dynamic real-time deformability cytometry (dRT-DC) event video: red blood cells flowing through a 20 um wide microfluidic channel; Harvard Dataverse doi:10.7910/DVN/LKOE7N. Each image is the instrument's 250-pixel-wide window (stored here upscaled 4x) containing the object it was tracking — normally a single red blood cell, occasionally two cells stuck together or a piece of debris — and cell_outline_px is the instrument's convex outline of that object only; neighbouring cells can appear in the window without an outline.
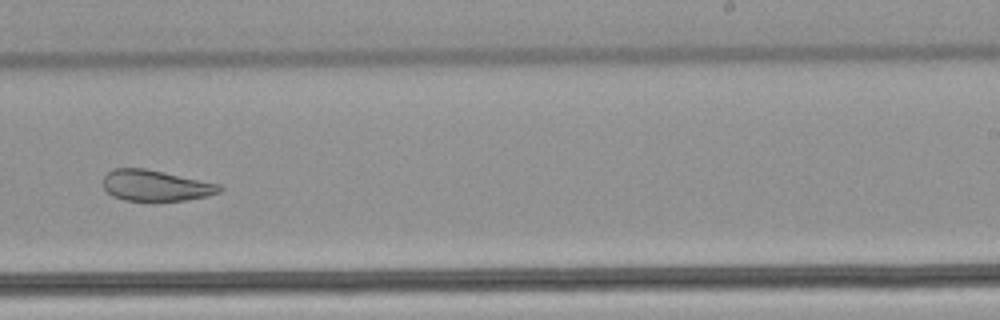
{"species": "common noctule bat (a hibernating species)", "species_latin": "Nyctalus noctula", "temperature_condition": "warm", "stored_images_in_passage": 46, "camera_frame_rate_fps": 3000, "um_per_image_px": 0.085, "animal": {"sex": "male", "body_mass_g": 21.5, "forearm_length_mm": 52.0}, "frame": {"image": 1, "passage_image": 27, "time_ms": 8.667, "image_size_px": [1000, 320], "cell_outline_px": [[224, 188], [220, 192], [208, 196], [184, 200], [152, 204], [148, 204], [124, 200], [112, 196], [104, 188], [104, 176], [112, 168], [144, 168], [220, 184]], "centroid_in_image_um": [13.22, 15.82], "position_along_channel_um": 275.8, "area_um2": 21.73}, "authors_computed_cell_mechanics": {"area_um2": 27.0504, "velocity_mm_per_s": 3.8828, "shape_relaxation_time_tau1_ms": null, "shape_relaxation_time_tau2_ms": 2.2645, "deformation_change_tau1": null, "deformation_change_tau2": 0.0991}}